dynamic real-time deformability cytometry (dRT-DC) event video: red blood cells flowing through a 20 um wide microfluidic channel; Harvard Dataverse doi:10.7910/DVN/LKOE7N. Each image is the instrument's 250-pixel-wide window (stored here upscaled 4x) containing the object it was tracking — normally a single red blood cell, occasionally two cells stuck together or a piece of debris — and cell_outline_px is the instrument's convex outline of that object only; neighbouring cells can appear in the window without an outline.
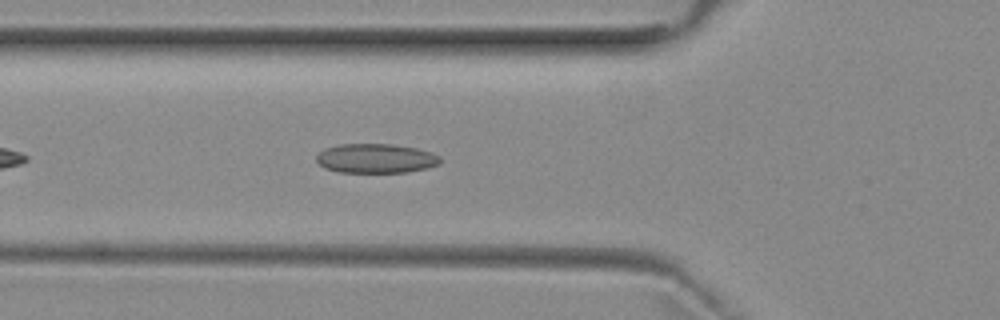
{"species": "common noctule bat (a hibernating species)", "species_latin": "Nyctalus noctula", "temperature_condition": "room temperature", "stored_images_in_passage": 34, "camera_frame_rate_fps": 3000, "um_per_image_px": 0.085, "animal": {"sex": "female", "body_mass_g": 29.2, "forearm_length_mm": 56.3}, "frame": {"image": 1, "passage_image": 7, "time_ms": 2.0, "image_size_px": [1000, 320], "cell_outline_px": [[440, 164], [428, 168], [408, 172], [340, 172], [324, 168], [316, 160], [316, 156], [324, 148], [340, 144], [392, 144], [416, 148], [432, 152], [440, 156]], "centroid_in_image_um": [31.96, 13.46], "position_along_channel_um": 93.8, "area_um2": 21.27}}
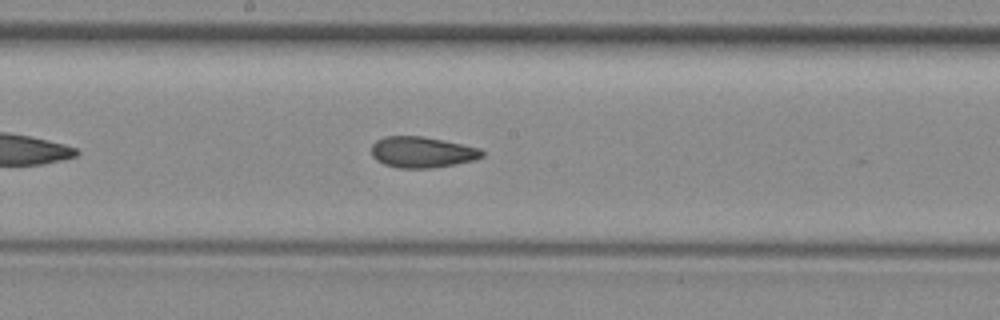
{"frame": {"image": 2, "passage_image": 16, "time_ms": 5.0, "image_size_px": [1000, 320], "cell_outline_px": [[484, 156], [472, 160], [456, 164], [432, 168], [396, 168], [384, 164], [376, 160], [372, 156], [372, 144], [376, 140], [384, 136], [424, 136], [444, 140], [480, 148], [484, 152]], "centroid_in_image_um": [35.86, 12.93], "position_along_channel_um": 212.3, "area_um2": 20.11}}
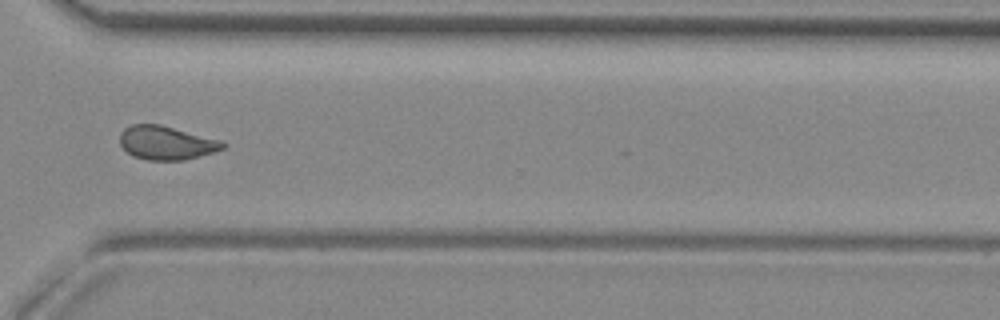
{"frame": {"image": 3, "passage_image": 27, "time_ms": 8.667, "image_size_px": [1000, 320], "cell_outline_px": [[228, 144], [224, 148], [212, 152], [184, 160], [148, 160], [132, 156], [120, 144], [120, 132], [124, 128], [132, 124], [160, 124], [224, 140]], "centroid_in_image_um": [14.16, 12.13], "position_along_channel_um": 356.4, "area_um2": 20.4}, "authors_computed_cell_mechanics": {"area_um2": 20.2878, "velocity_mm_per_s": 3.9394, "shape_relaxation_time_tau1_ms": null, "shape_relaxation_time_tau2_ms": 1.9802, "deformation_change_tau1": null, "deformation_change_tau2": 0.0788}}